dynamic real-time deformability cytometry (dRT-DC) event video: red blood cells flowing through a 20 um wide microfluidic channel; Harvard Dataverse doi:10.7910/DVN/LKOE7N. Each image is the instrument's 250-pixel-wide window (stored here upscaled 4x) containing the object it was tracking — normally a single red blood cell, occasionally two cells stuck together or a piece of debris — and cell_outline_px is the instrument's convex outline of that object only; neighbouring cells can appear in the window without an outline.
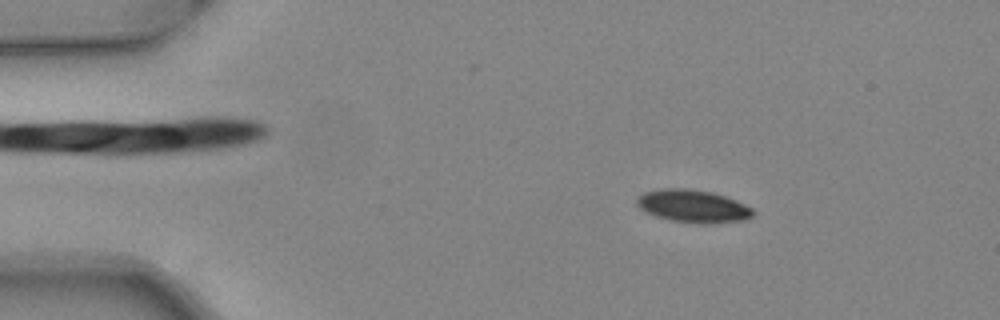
{"species": "common noctule bat (a hibernating species)", "species_latin": "Nyctalus noctula", "temperature_condition": "warm", "stored_images_in_passage": 51, "camera_frame_rate_fps": 3000, "um_per_image_px": 0.085, "animal": {"sex": "female", "body_mass_g": 24.6, "forearm_length_mm": 56.2}, "frame": {"image": 1, "passage_image": 8, "time_ms": 2.333, "image_size_px": [1000, 320], "cell_outline_px": [[756, 212], [752, 216], [744, 220], [712, 224], [700, 224], [668, 220], [656, 216], [640, 208], [636, 204], [636, 200], [644, 192], [660, 188], [688, 188], [712, 192], [736, 200], [752, 208]], "centroid_in_image_um": [58.92, 17.53], "position_along_channel_um": 26.1, "area_um2": 22.31}}
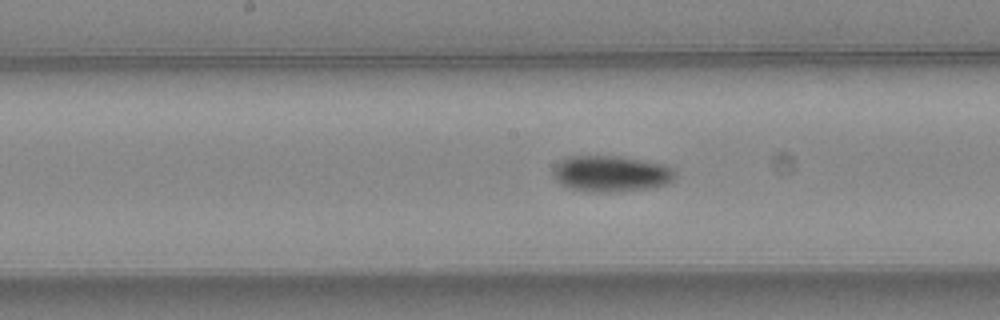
{"frame": {"image": 2, "passage_image": 26, "time_ms": 8.333, "image_size_px": [1000, 320], "cell_outline_px": [[676, 176], [668, 184], [652, 188], [616, 192], [588, 192], [568, 188], [560, 184], [552, 176], [552, 168], [560, 160], [568, 156], [620, 156], [664, 164], [672, 168], [676, 172]], "centroid_in_image_um": [51.91, 14.77], "position_along_channel_um": 196.3, "area_um2": 26.18}}
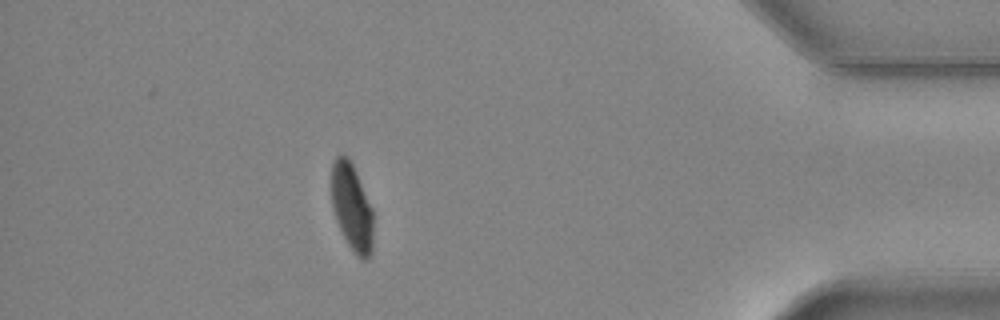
{"frame": {"image": 3, "passage_image": 45, "time_ms": 14.667, "image_size_px": [1000, 320], "cell_outline_px": [[372, 252], [368, 260], [360, 260], [356, 256], [348, 244], [336, 220], [332, 208], [332, 164], [336, 156], [348, 156], [356, 172], [372, 208]], "centroid_in_image_um": [29.91, 17.66], "position_along_channel_um": 405.3, "area_um2": 21.04}, "authors_computed_cell_mechanics": {"area_um2": 22.8888, "velocity_mm_per_s": 4.0572, "shape_relaxation_time_tau1_ms": 3.2618, "shape_relaxation_time_tau2_ms": 4.3116, "deformation_change_tau1": 0.1316, "deformation_change_tau2": 0.0791}}